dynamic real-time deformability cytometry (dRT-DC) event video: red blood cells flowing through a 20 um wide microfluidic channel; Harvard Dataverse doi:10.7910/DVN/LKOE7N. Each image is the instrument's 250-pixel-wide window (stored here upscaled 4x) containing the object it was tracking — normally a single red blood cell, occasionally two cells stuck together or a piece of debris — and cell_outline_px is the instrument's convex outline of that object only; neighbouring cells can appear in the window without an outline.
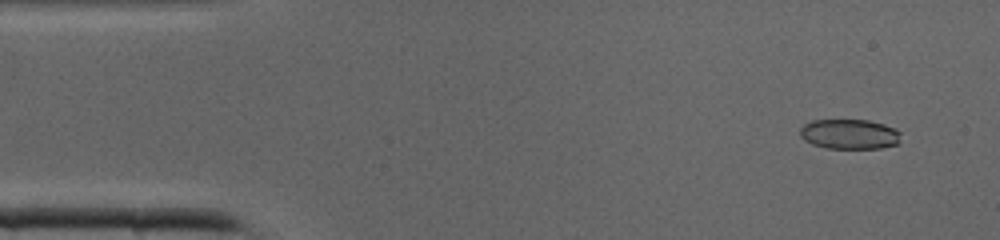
{"species": "common noctule bat (a hibernating species)", "species_latin": "Nyctalus noctula", "temperature_condition": "cold", "stored_images_in_passage": 42, "camera_frame_rate_fps": 3000, "um_per_image_px": 0.085, "animal": {"sex": "male", "body_mass_g": 19.0, "forearm_length_mm": 50.8}, "frame": {"image": 1, "passage_image": 3, "time_ms": 0.667, "image_size_px": [1000, 240], "cell_outline_px": [[900, 140], [896, 144], [880, 148], [828, 148], [812, 144], [804, 140], [800, 136], [800, 128], [804, 124], [812, 120], [868, 120], [884, 124], [896, 128], [900, 132]], "centroid_in_image_um": [72.2, 11.39], "position_along_channel_um": 12.8, "area_um2": 17.63}}
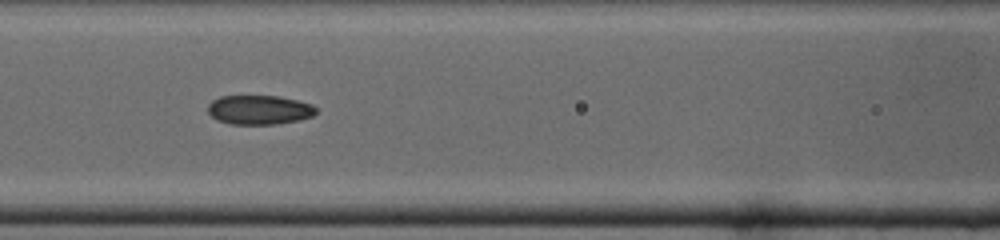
{"frame": {"image": 2, "passage_image": 17, "time_ms": 5.333, "image_size_px": [1000, 240], "cell_outline_px": [[316, 112], [312, 116], [300, 120], [276, 124], [232, 124], [216, 120], [208, 112], [208, 104], [212, 100], [220, 96], [276, 96], [296, 100], [312, 104], [316, 108]], "centroid_in_image_um": [22.02, 9.34], "position_along_channel_um": 144.6, "area_um2": 18.44}}
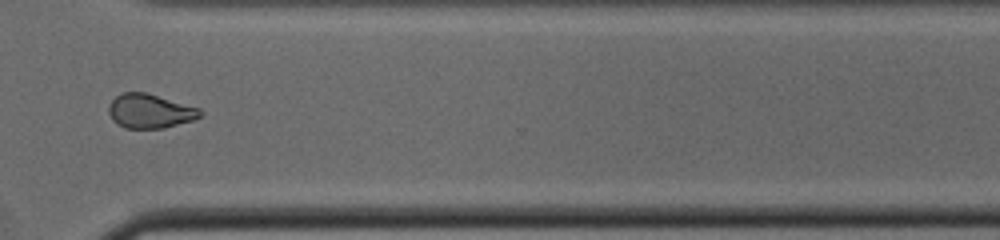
{"frame": {"image": 3, "passage_image": 30, "time_ms": 9.667, "image_size_px": [1000, 240], "cell_outline_px": [[204, 112], [200, 116], [192, 120], [164, 128], [124, 128], [116, 124], [112, 120], [108, 112], [108, 104], [120, 92], [144, 92], [200, 108]], "centroid_in_image_um": [12.71, 9.44], "position_along_channel_um": 357.9, "area_um2": 18.26}}